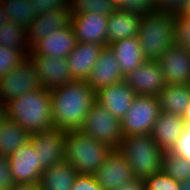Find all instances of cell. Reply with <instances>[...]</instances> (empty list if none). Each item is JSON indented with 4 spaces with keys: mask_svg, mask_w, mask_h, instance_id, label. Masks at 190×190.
Returning <instances> with one entry per match:
<instances>
[{
    "mask_svg": "<svg viewBox=\"0 0 190 190\" xmlns=\"http://www.w3.org/2000/svg\"><path fill=\"white\" fill-rule=\"evenodd\" d=\"M182 118L185 122H190V104L189 106L185 109Z\"/></svg>",
    "mask_w": 190,
    "mask_h": 190,
    "instance_id": "obj_45",
    "label": "cell"
},
{
    "mask_svg": "<svg viewBox=\"0 0 190 190\" xmlns=\"http://www.w3.org/2000/svg\"><path fill=\"white\" fill-rule=\"evenodd\" d=\"M111 151L108 145L94 140L83 131H68L65 134L64 160L79 174L94 175Z\"/></svg>",
    "mask_w": 190,
    "mask_h": 190,
    "instance_id": "obj_5",
    "label": "cell"
},
{
    "mask_svg": "<svg viewBox=\"0 0 190 190\" xmlns=\"http://www.w3.org/2000/svg\"><path fill=\"white\" fill-rule=\"evenodd\" d=\"M141 15L132 12H113L107 21V46L119 40L136 37L140 28Z\"/></svg>",
    "mask_w": 190,
    "mask_h": 190,
    "instance_id": "obj_22",
    "label": "cell"
},
{
    "mask_svg": "<svg viewBox=\"0 0 190 190\" xmlns=\"http://www.w3.org/2000/svg\"><path fill=\"white\" fill-rule=\"evenodd\" d=\"M69 6L38 15L27 28V41L31 48L37 41L70 24Z\"/></svg>",
    "mask_w": 190,
    "mask_h": 190,
    "instance_id": "obj_20",
    "label": "cell"
},
{
    "mask_svg": "<svg viewBox=\"0 0 190 190\" xmlns=\"http://www.w3.org/2000/svg\"><path fill=\"white\" fill-rule=\"evenodd\" d=\"M160 113L157 96L137 95L121 120L123 136L151 134Z\"/></svg>",
    "mask_w": 190,
    "mask_h": 190,
    "instance_id": "obj_7",
    "label": "cell"
},
{
    "mask_svg": "<svg viewBox=\"0 0 190 190\" xmlns=\"http://www.w3.org/2000/svg\"><path fill=\"white\" fill-rule=\"evenodd\" d=\"M175 44L190 51V16L176 13Z\"/></svg>",
    "mask_w": 190,
    "mask_h": 190,
    "instance_id": "obj_33",
    "label": "cell"
},
{
    "mask_svg": "<svg viewBox=\"0 0 190 190\" xmlns=\"http://www.w3.org/2000/svg\"><path fill=\"white\" fill-rule=\"evenodd\" d=\"M124 77L146 61L138 37L115 41L109 45Z\"/></svg>",
    "mask_w": 190,
    "mask_h": 190,
    "instance_id": "obj_23",
    "label": "cell"
},
{
    "mask_svg": "<svg viewBox=\"0 0 190 190\" xmlns=\"http://www.w3.org/2000/svg\"><path fill=\"white\" fill-rule=\"evenodd\" d=\"M10 190H42L39 183L36 184H14Z\"/></svg>",
    "mask_w": 190,
    "mask_h": 190,
    "instance_id": "obj_41",
    "label": "cell"
},
{
    "mask_svg": "<svg viewBox=\"0 0 190 190\" xmlns=\"http://www.w3.org/2000/svg\"><path fill=\"white\" fill-rule=\"evenodd\" d=\"M66 131L52 128L39 133L31 134L30 142L39 157V174L64 161Z\"/></svg>",
    "mask_w": 190,
    "mask_h": 190,
    "instance_id": "obj_9",
    "label": "cell"
},
{
    "mask_svg": "<svg viewBox=\"0 0 190 190\" xmlns=\"http://www.w3.org/2000/svg\"><path fill=\"white\" fill-rule=\"evenodd\" d=\"M6 118H7L6 106L0 104V126H2Z\"/></svg>",
    "mask_w": 190,
    "mask_h": 190,
    "instance_id": "obj_43",
    "label": "cell"
},
{
    "mask_svg": "<svg viewBox=\"0 0 190 190\" xmlns=\"http://www.w3.org/2000/svg\"><path fill=\"white\" fill-rule=\"evenodd\" d=\"M108 17L99 13L75 14L70 17L77 42L107 46Z\"/></svg>",
    "mask_w": 190,
    "mask_h": 190,
    "instance_id": "obj_15",
    "label": "cell"
},
{
    "mask_svg": "<svg viewBox=\"0 0 190 190\" xmlns=\"http://www.w3.org/2000/svg\"><path fill=\"white\" fill-rule=\"evenodd\" d=\"M136 96L135 92L123 80L96 91V102L121 121Z\"/></svg>",
    "mask_w": 190,
    "mask_h": 190,
    "instance_id": "obj_16",
    "label": "cell"
},
{
    "mask_svg": "<svg viewBox=\"0 0 190 190\" xmlns=\"http://www.w3.org/2000/svg\"><path fill=\"white\" fill-rule=\"evenodd\" d=\"M0 45L16 48L20 51H29L27 29L10 21L4 23L0 26Z\"/></svg>",
    "mask_w": 190,
    "mask_h": 190,
    "instance_id": "obj_28",
    "label": "cell"
},
{
    "mask_svg": "<svg viewBox=\"0 0 190 190\" xmlns=\"http://www.w3.org/2000/svg\"><path fill=\"white\" fill-rule=\"evenodd\" d=\"M125 81L141 96H158L167 85L157 61H145L127 74Z\"/></svg>",
    "mask_w": 190,
    "mask_h": 190,
    "instance_id": "obj_10",
    "label": "cell"
},
{
    "mask_svg": "<svg viewBox=\"0 0 190 190\" xmlns=\"http://www.w3.org/2000/svg\"><path fill=\"white\" fill-rule=\"evenodd\" d=\"M14 184L8 157L0 155V190H10Z\"/></svg>",
    "mask_w": 190,
    "mask_h": 190,
    "instance_id": "obj_37",
    "label": "cell"
},
{
    "mask_svg": "<svg viewBox=\"0 0 190 190\" xmlns=\"http://www.w3.org/2000/svg\"><path fill=\"white\" fill-rule=\"evenodd\" d=\"M145 190H179L180 182L169 177L163 171L144 179Z\"/></svg>",
    "mask_w": 190,
    "mask_h": 190,
    "instance_id": "obj_32",
    "label": "cell"
},
{
    "mask_svg": "<svg viewBox=\"0 0 190 190\" xmlns=\"http://www.w3.org/2000/svg\"><path fill=\"white\" fill-rule=\"evenodd\" d=\"M29 51L0 45V78L28 58Z\"/></svg>",
    "mask_w": 190,
    "mask_h": 190,
    "instance_id": "obj_31",
    "label": "cell"
},
{
    "mask_svg": "<svg viewBox=\"0 0 190 190\" xmlns=\"http://www.w3.org/2000/svg\"><path fill=\"white\" fill-rule=\"evenodd\" d=\"M53 128L81 130L85 117L96 102V92L87 81L74 80L70 84L50 90Z\"/></svg>",
    "mask_w": 190,
    "mask_h": 190,
    "instance_id": "obj_1",
    "label": "cell"
},
{
    "mask_svg": "<svg viewBox=\"0 0 190 190\" xmlns=\"http://www.w3.org/2000/svg\"><path fill=\"white\" fill-rule=\"evenodd\" d=\"M169 152L190 160V127L188 125H185L180 138L176 140L174 147Z\"/></svg>",
    "mask_w": 190,
    "mask_h": 190,
    "instance_id": "obj_35",
    "label": "cell"
},
{
    "mask_svg": "<svg viewBox=\"0 0 190 190\" xmlns=\"http://www.w3.org/2000/svg\"><path fill=\"white\" fill-rule=\"evenodd\" d=\"M117 150L125 157L136 178L144 180L162 171L166 152L159 148L151 134L123 136Z\"/></svg>",
    "mask_w": 190,
    "mask_h": 190,
    "instance_id": "obj_4",
    "label": "cell"
},
{
    "mask_svg": "<svg viewBox=\"0 0 190 190\" xmlns=\"http://www.w3.org/2000/svg\"><path fill=\"white\" fill-rule=\"evenodd\" d=\"M162 171L181 183L190 178V160L166 152L163 157Z\"/></svg>",
    "mask_w": 190,
    "mask_h": 190,
    "instance_id": "obj_30",
    "label": "cell"
},
{
    "mask_svg": "<svg viewBox=\"0 0 190 190\" xmlns=\"http://www.w3.org/2000/svg\"><path fill=\"white\" fill-rule=\"evenodd\" d=\"M167 85L190 84V51L173 44L157 60Z\"/></svg>",
    "mask_w": 190,
    "mask_h": 190,
    "instance_id": "obj_12",
    "label": "cell"
},
{
    "mask_svg": "<svg viewBox=\"0 0 190 190\" xmlns=\"http://www.w3.org/2000/svg\"><path fill=\"white\" fill-rule=\"evenodd\" d=\"M185 125L182 116L161 111L151 133L152 138L159 148L169 152L180 138Z\"/></svg>",
    "mask_w": 190,
    "mask_h": 190,
    "instance_id": "obj_21",
    "label": "cell"
},
{
    "mask_svg": "<svg viewBox=\"0 0 190 190\" xmlns=\"http://www.w3.org/2000/svg\"><path fill=\"white\" fill-rule=\"evenodd\" d=\"M125 80L114 52L105 46L86 80L96 92L99 89Z\"/></svg>",
    "mask_w": 190,
    "mask_h": 190,
    "instance_id": "obj_18",
    "label": "cell"
},
{
    "mask_svg": "<svg viewBox=\"0 0 190 190\" xmlns=\"http://www.w3.org/2000/svg\"><path fill=\"white\" fill-rule=\"evenodd\" d=\"M31 134L9 118L0 126V155L10 157L14 151L30 142Z\"/></svg>",
    "mask_w": 190,
    "mask_h": 190,
    "instance_id": "obj_26",
    "label": "cell"
},
{
    "mask_svg": "<svg viewBox=\"0 0 190 190\" xmlns=\"http://www.w3.org/2000/svg\"><path fill=\"white\" fill-rule=\"evenodd\" d=\"M69 0H31L37 15L68 7Z\"/></svg>",
    "mask_w": 190,
    "mask_h": 190,
    "instance_id": "obj_36",
    "label": "cell"
},
{
    "mask_svg": "<svg viewBox=\"0 0 190 190\" xmlns=\"http://www.w3.org/2000/svg\"><path fill=\"white\" fill-rule=\"evenodd\" d=\"M181 14L190 16V0L186 1V5L184 9L182 10Z\"/></svg>",
    "mask_w": 190,
    "mask_h": 190,
    "instance_id": "obj_46",
    "label": "cell"
},
{
    "mask_svg": "<svg viewBox=\"0 0 190 190\" xmlns=\"http://www.w3.org/2000/svg\"><path fill=\"white\" fill-rule=\"evenodd\" d=\"M94 176L103 190H116L134 178L129 163L117 149H112Z\"/></svg>",
    "mask_w": 190,
    "mask_h": 190,
    "instance_id": "obj_13",
    "label": "cell"
},
{
    "mask_svg": "<svg viewBox=\"0 0 190 190\" xmlns=\"http://www.w3.org/2000/svg\"><path fill=\"white\" fill-rule=\"evenodd\" d=\"M116 190H145L144 180L134 177L130 181L119 185Z\"/></svg>",
    "mask_w": 190,
    "mask_h": 190,
    "instance_id": "obj_40",
    "label": "cell"
},
{
    "mask_svg": "<svg viewBox=\"0 0 190 190\" xmlns=\"http://www.w3.org/2000/svg\"><path fill=\"white\" fill-rule=\"evenodd\" d=\"M80 131L112 149H118L123 139L121 121L97 102L91 106Z\"/></svg>",
    "mask_w": 190,
    "mask_h": 190,
    "instance_id": "obj_6",
    "label": "cell"
},
{
    "mask_svg": "<svg viewBox=\"0 0 190 190\" xmlns=\"http://www.w3.org/2000/svg\"><path fill=\"white\" fill-rule=\"evenodd\" d=\"M105 45L77 42L66 57L70 74L74 80L86 81Z\"/></svg>",
    "mask_w": 190,
    "mask_h": 190,
    "instance_id": "obj_19",
    "label": "cell"
},
{
    "mask_svg": "<svg viewBox=\"0 0 190 190\" xmlns=\"http://www.w3.org/2000/svg\"><path fill=\"white\" fill-rule=\"evenodd\" d=\"M6 22H9V18L6 15L4 7H3L1 0H0V26H2Z\"/></svg>",
    "mask_w": 190,
    "mask_h": 190,
    "instance_id": "obj_42",
    "label": "cell"
},
{
    "mask_svg": "<svg viewBox=\"0 0 190 190\" xmlns=\"http://www.w3.org/2000/svg\"><path fill=\"white\" fill-rule=\"evenodd\" d=\"M78 171L65 160L42 172L40 186L42 190H71Z\"/></svg>",
    "mask_w": 190,
    "mask_h": 190,
    "instance_id": "obj_24",
    "label": "cell"
},
{
    "mask_svg": "<svg viewBox=\"0 0 190 190\" xmlns=\"http://www.w3.org/2000/svg\"><path fill=\"white\" fill-rule=\"evenodd\" d=\"M71 190H103L94 175L79 174Z\"/></svg>",
    "mask_w": 190,
    "mask_h": 190,
    "instance_id": "obj_38",
    "label": "cell"
},
{
    "mask_svg": "<svg viewBox=\"0 0 190 190\" xmlns=\"http://www.w3.org/2000/svg\"><path fill=\"white\" fill-rule=\"evenodd\" d=\"M154 9L171 13H181L187 0H152Z\"/></svg>",
    "mask_w": 190,
    "mask_h": 190,
    "instance_id": "obj_39",
    "label": "cell"
},
{
    "mask_svg": "<svg viewBox=\"0 0 190 190\" xmlns=\"http://www.w3.org/2000/svg\"><path fill=\"white\" fill-rule=\"evenodd\" d=\"M70 15L99 13L109 17L117 10L115 0H69Z\"/></svg>",
    "mask_w": 190,
    "mask_h": 190,
    "instance_id": "obj_29",
    "label": "cell"
},
{
    "mask_svg": "<svg viewBox=\"0 0 190 190\" xmlns=\"http://www.w3.org/2000/svg\"><path fill=\"white\" fill-rule=\"evenodd\" d=\"M157 99L162 112L182 116L190 104V84L166 85Z\"/></svg>",
    "mask_w": 190,
    "mask_h": 190,
    "instance_id": "obj_25",
    "label": "cell"
},
{
    "mask_svg": "<svg viewBox=\"0 0 190 190\" xmlns=\"http://www.w3.org/2000/svg\"><path fill=\"white\" fill-rule=\"evenodd\" d=\"M179 190H190V178L180 183Z\"/></svg>",
    "mask_w": 190,
    "mask_h": 190,
    "instance_id": "obj_44",
    "label": "cell"
},
{
    "mask_svg": "<svg viewBox=\"0 0 190 190\" xmlns=\"http://www.w3.org/2000/svg\"><path fill=\"white\" fill-rule=\"evenodd\" d=\"M117 10L145 15L154 10L152 0H115Z\"/></svg>",
    "mask_w": 190,
    "mask_h": 190,
    "instance_id": "obj_34",
    "label": "cell"
},
{
    "mask_svg": "<svg viewBox=\"0 0 190 190\" xmlns=\"http://www.w3.org/2000/svg\"><path fill=\"white\" fill-rule=\"evenodd\" d=\"M28 57L33 62L44 89L51 90L74 81L66 58H53L41 54H29Z\"/></svg>",
    "mask_w": 190,
    "mask_h": 190,
    "instance_id": "obj_11",
    "label": "cell"
},
{
    "mask_svg": "<svg viewBox=\"0 0 190 190\" xmlns=\"http://www.w3.org/2000/svg\"><path fill=\"white\" fill-rule=\"evenodd\" d=\"M41 87L37 70L28 57L0 78V104Z\"/></svg>",
    "mask_w": 190,
    "mask_h": 190,
    "instance_id": "obj_8",
    "label": "cell"
},
{
    "mask_svg": "<svg viewBox=\"0 0 190 190\" xmlns=\"http://www.w3.org/2000/svg\"><path fill=\"white\" fill-rule=\"evenodd\" d=\"M8 160L15 184L40 183L39 157L31 142L17 148Z\"/></svg>",
    "mask_w": 190,
    "mask_h": 190,
    "instance_id": "obj_14",
    "label": "cell"
},
{
    "mask_svg": "<svg viewBox=\"0 0 190 190\" xmlns=\"http://www.w3.org/2000/svg\"><path fill=\"white\" fill-rule=\"evenodd\" d=\"M175 18L156 9L141 17L137 37L146 61H157L175 43Z\"/></svg>",
    "mask_w": 190,
    "mask_h": 190,
    "instance_id": "obj_3",
    "label": "cell"
},
{
    "mask_svg": "<svg viewBox=\"0 0 190 190\" xmlns=\"http://www.w3.org/2000/svg\"><path fill=\"white\" fill-rule=\"evenodd\" d=\"M7 118L30 134L53 128L50 90L43 87L22 94L5 104Z\"/></svg>",
    "mask_w": 190,
    "mask_h": 190,
    "instance_id": "obj_2",
    "label": "cell"
},
{
    "mask_svg": "<svg viewBox=\"0 0 190 190\" xmlns=\"http://www.w3.org/2000/svg\"><path fill=\"white\" fill-rule=\"evenodd\" d=\"M10 22L28 28L38 15L31 0H1Z\"/></svg>",
    "mask_w": 190,
    "mask_h": 190,
    "instance_id": "obj_27",
    "label": "cell"
},
{
    "mask_svg": "<svg viewBox=\"0 0 190 190\" xmlns=\"http://www.w3.org/2000/svg\"><path fill=\"white\" fill-rule=\"evenodd\" d=\"M77 44V38L71 24L53 31L50 35L37 41L29 50V54H41L53 58H66Z\"/></svg>",
    "mask_w": 190,
    "mask_h": 190,
    "instance_id": "obj_17",
    "label": "cell"
},
{
    "mask_svg": "<svg viewBox=\"0 0 190 190\" xmlns=\"http://www.w3.org/2000/svg\"><path fill=\"white\" fill-rule=\"evenodd\" d=\"M186 125H188L190 127V122H185Z\"/></svg>",
    "mask_w": 190,
    "mask_h": 190,
    "instance_id": "obj_47",
    "label": "cell"
}]
</instances>
